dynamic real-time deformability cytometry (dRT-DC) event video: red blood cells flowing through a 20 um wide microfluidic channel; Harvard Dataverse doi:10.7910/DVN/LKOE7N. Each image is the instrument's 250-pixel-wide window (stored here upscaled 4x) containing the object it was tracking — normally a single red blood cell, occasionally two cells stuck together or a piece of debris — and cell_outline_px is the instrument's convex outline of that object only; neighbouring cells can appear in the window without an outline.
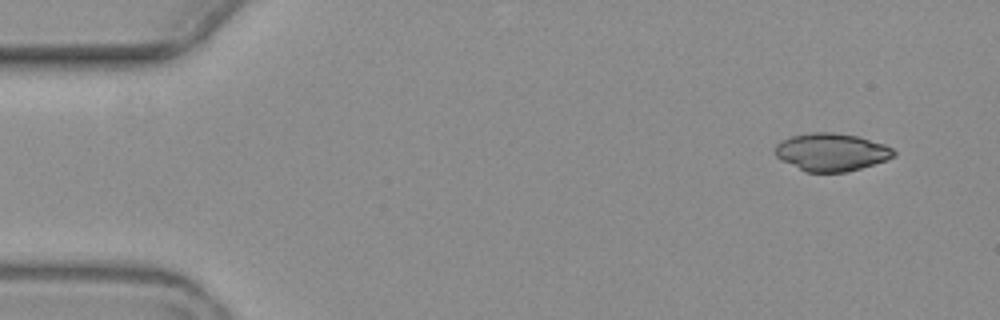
{"species": "common noctule bat (a hibernating species)", "species_latin": "Nyctalus noctula", "temperature_condition": "warm", "stored_images_in_passage": 4, "camera_frame_rate_fps": 3000, "um_per_image_px": 0.085, "animal": {"sex": "female", "body_mass_g": 19.3, "forearm_length_mm": 54.1}, "frame": {"image": 1, "passage_image": 1, "time_ms": 0.0, "image_size_px": [1000, 320], "cell_outline_px": [[896, 156], [888, 160], [848, 172], [804, 172], [780, 160], [776, 156], [776, 144], [792, 136], [812, 132], [832, 132], [860, 136], [884, 144], [892, 148], [896, 152]], "centroid_in_image_um": [70.71, 12.94], "position_along_channel_um": 14.3, "area_um2": 26.36}}
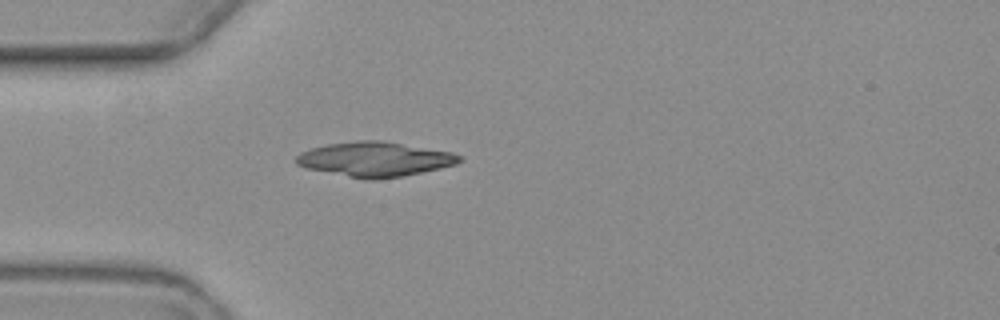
{"frame": {"image": 2, "passage_image": 4, "time_ms": 4.0, "image_size_px": [1000, 320], "cell_outline_px": [[464, 160], [456, 164], [440, 168], [404, 176], [348, 176], [304, 168], [296, 164], [296, 156], [300, 152], [312, 148], [328, 144], [356, 140], [380, 140], [452, 152], [464, 156]], "centroid_in_image_um": [31.88, 13.49], "position_along_channel_um": 53.1, "area_um2": 32.14}}